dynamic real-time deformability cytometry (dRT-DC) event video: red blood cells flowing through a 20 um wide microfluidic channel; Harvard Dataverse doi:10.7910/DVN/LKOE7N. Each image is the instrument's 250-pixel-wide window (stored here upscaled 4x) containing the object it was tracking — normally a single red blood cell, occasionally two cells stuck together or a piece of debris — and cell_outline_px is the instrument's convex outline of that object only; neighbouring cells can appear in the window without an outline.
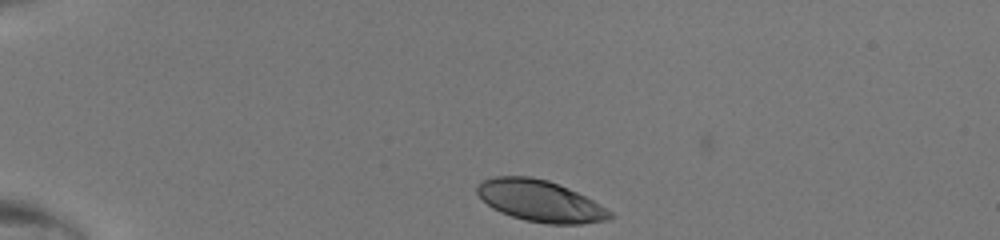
{"species": "human", "species_latin": "Homo sapiens", "temperature_condition": "room temperature", "stored_images_in_passage": 37, "camera_frame_rate_fps": 3000, "um_per_image_px": 0.085, "donor": {"sex": "male"}, "frame": {"image": 1, "passage_image": 1, "time_ms": 0.0, "image_size_px": [1000, 240], "cell_outline_px": [[616, 216], [608, 220], [580, 224], [548, 224], [524, 220], [500, 212], [492, 208], [476, 192], [476, 188], [484, 180], [496, 176], [528, 176], [548, 180], [568, 188], [592, 200], [612, 212]], "centroid_in_image_um": [45.93, 17.09], "position_along_channel_um": 39.1, "area_um2": 31.85}}
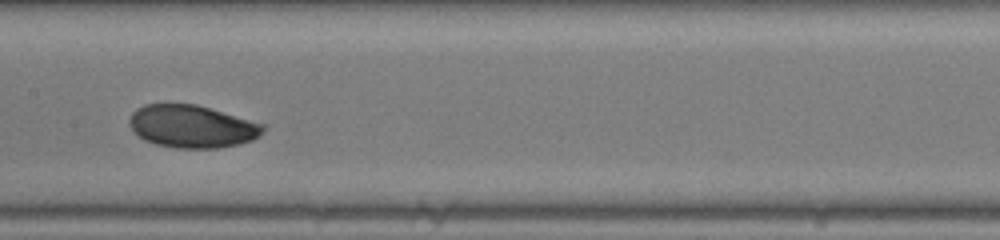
{"frame": {"image": 2, "passage_image": 16, "time_ms": 5.0, "image_size_px": [1000, 240], "cell_outline_px": [[264, 132], [260, 136], [252, 140], [240, 144], [216, 148], [176, 148], [156, 144], [144, 140], [128, 124], [128, 120], [132, 112], [136, 108], [144, 104], [196, 104], [264, 124]], "centroid_in_image_um": [16.31, 10.74], "position_along_channel_um": 191.1, "area_um2": 33.18}}
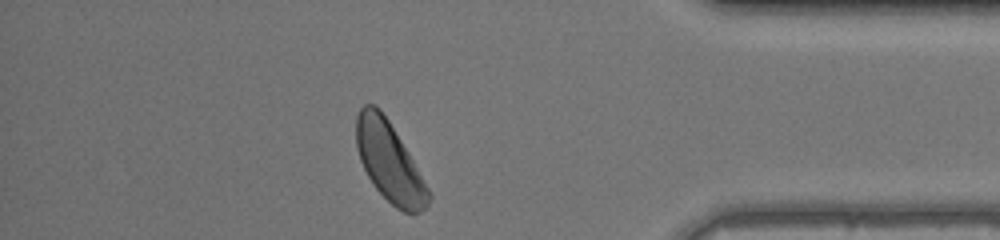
{"frame": {"image": 3, "passage_image": 32, "time_ms": 10.333, "image_size_px": [1000, 240], "cell_outline_px": [[432, 196], [428, 204], [420, 212], [412, 216], [396, 208], [372, 184], [360, 160], [356, 148], [356, 116], [360, 108], [364, 104], [376, 104], [380, 108], [388, 120], [408, 152], [428, 188]], "centroid_in_image_um": [33.08, 13.76], "position_along_channel_um": 402.1, "area_um2": 33.29}}